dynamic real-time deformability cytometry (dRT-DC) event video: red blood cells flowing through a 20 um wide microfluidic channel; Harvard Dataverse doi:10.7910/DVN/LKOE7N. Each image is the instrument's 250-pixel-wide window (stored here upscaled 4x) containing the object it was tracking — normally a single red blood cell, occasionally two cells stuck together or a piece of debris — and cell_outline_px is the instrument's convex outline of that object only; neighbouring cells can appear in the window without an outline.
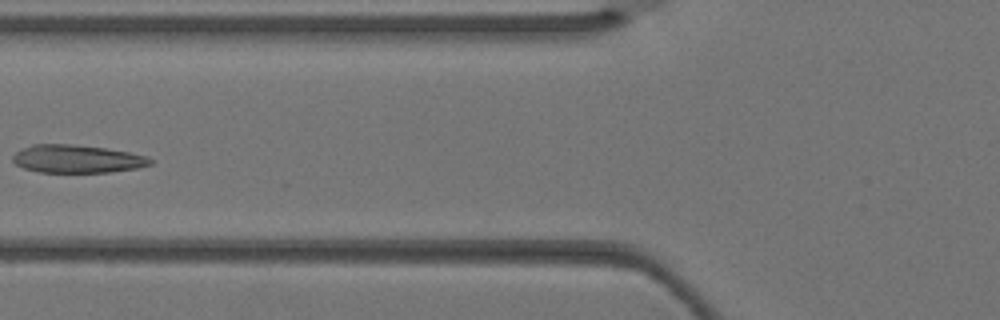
{"species": "Egyptian fruit bat (a non-hibernating species)", "species_latin": "Rousettus aegyptiacus", "temperature_condition": "warm", "stored_images_in_passage": 5, "camera_frame_rate_fps": 3000, "um_per_image_px": 0.085, "animal": {"sex": "female"}, "frame": {"image": 1, "passage_image": 5, "time_ms": 1.333, "image_size_px": [1000, 320], "cell_outline_px": [[152, 164], [136, 168], [108, 172], [40, 172], [24, 168], [16, 164], [12, 160], [12, 156], [16, 152], [32, 144], [72, 144], [104, 148], [128, 152], [148, 156], [152, 160]], "centroid_in_image_um": [6.54, 13.5], "position_along_channel_um": 119.3, "area_um2": 22.25}}